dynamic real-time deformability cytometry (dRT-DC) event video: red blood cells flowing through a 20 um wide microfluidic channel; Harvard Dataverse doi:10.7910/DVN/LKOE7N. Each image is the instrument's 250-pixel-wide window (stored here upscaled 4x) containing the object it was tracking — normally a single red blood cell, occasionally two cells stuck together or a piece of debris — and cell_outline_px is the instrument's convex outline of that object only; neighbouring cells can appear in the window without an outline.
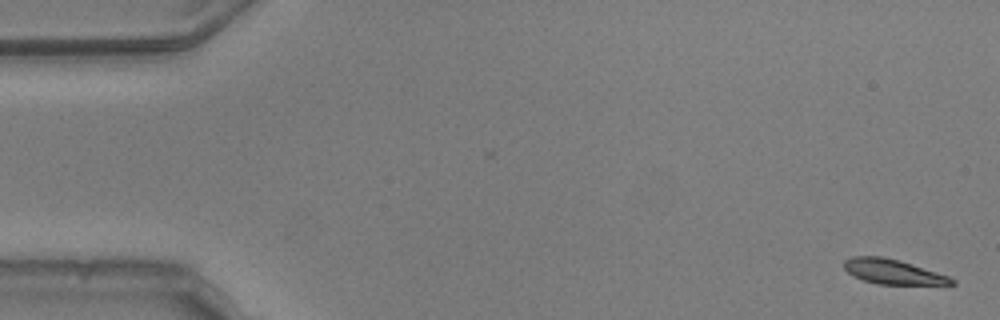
{"species": "common noctule bat (a hibernating species)", "species_latin": "Nyctalus noctula", "temperature_condition": "warm", "stored_images_in_passage": 53, "camera_frame_rate_fps": 3000, "um_per_image_px": 0.085, "animal": {"sex": "male", "body_mass_g": 20.5, "forearm_length_mm": 52.5}, "frame": {"image": 1, "passage_image": 1, "time_ms": 0.0, "image_size_px": [1000, 320], "cell_outline_px": [[956, 284], [876, 284], [852, 276], [844, 268], [844, 260], [852, 256], [880, 256], [900, 260], [948, 276], [956, 280]], "centroid_in_image_um": [75.86, 23.09], "position_along_channel_um": 9.1, "area_um2": 15.43}}
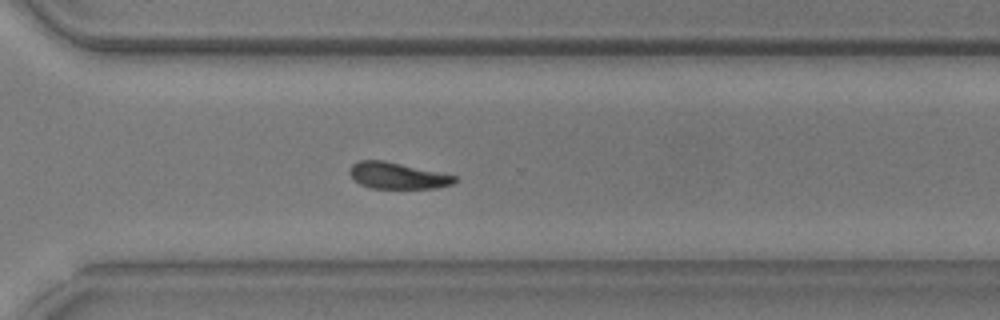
{"frame": {"image": 2, "passage_image": 38, "time_ms": 12.333, "image_size_px": [1000, 320], "cell_outline_px": [[456, 180], [452, 184], [436, 188], [372, 188], [360, 184], [352, 180], [348, 172], [348, 168], [352, 164], [360, 160], [384, 160], [456, 176]], "centroid_in_image_um": [33.7, 14.93], "position_along_channel_um": 336.9, "area_um2": 16.13}}
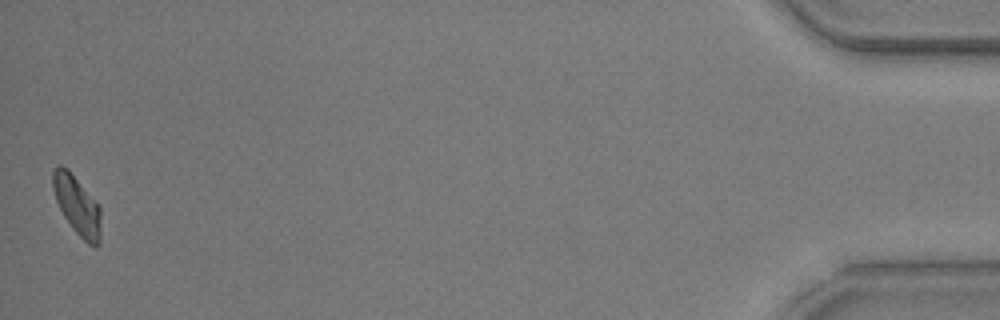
{"frame": {"image": 3, "passage_image": 53, "time_ms": 17.333, "image_size_px": [1000, 320], "cell_outline_px": [[100, 244], [96, 248], [88, 244], [72, 228], [64, 216], [56, 200], [52, 188], [52, 172], [56, 164], [60, 164], [68, 168], [100, 208]], "centroid_in_image_um": [6.53, 17.45], "position_along_channel_um": 428.7, "area_um2": 16.42}, "authors_computed_cell_mechanics": {"area_um2": 16.8198, "velocity_mm_per_s": 3.7473, "shape_relaxation_time_tau1_ms": 6.6873, "shape_relaxation_time_tau2_ms": null, "deformation_change_tau1": 0.1455, "deformation_change_tau2": null}}